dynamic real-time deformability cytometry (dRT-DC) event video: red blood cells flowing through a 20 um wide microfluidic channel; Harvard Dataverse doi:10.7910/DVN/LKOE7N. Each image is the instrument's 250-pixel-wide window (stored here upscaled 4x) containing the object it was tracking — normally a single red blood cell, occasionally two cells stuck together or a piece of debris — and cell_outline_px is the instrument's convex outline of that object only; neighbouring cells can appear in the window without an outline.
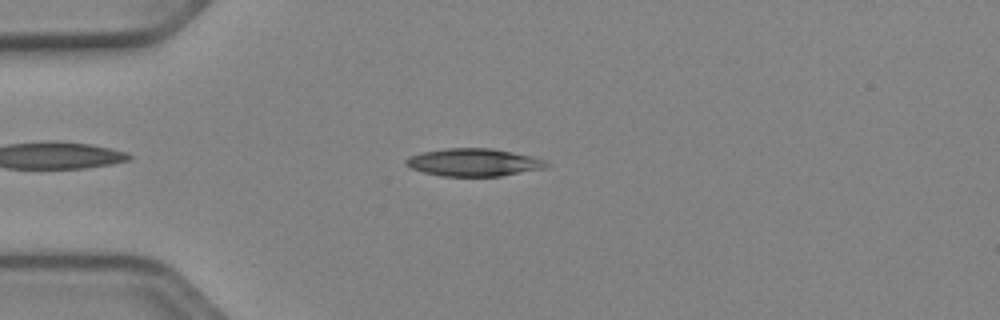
{"species": "Egyptian fruit bat (a non-hibernating species)", "species_latin": "Rousettus aegyptiacus", "temperature_condition": "cold", "stored_images_in_passage": 42, "camera_frame_rate_fps": 3000, "um_per_image_px": 0.085, "animal": {"sex": "female"}, "frame": {"image": 1, "passage_image": 7, "time_ms": 2.0, "image_size_px": [1000, 320], "cell_outline_px": [[552, 164], [548, 168], [500, 176], [440, 176], [424, 172], [412, 168], [404, 164], [404, 160], [408, 156], [420, 152], [448, 148], [492, 148], [532, 156], [544, 160]], "centroid_in_image_um": [40.28, 13.8], "position_along_channel_um": 44.7, "area_um2": 22.89}}
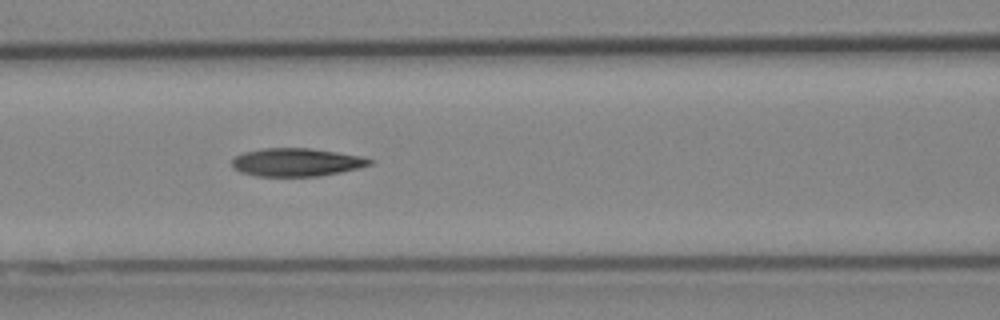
{"frame": {"image": 2, "passage_image": 16, "time_ms": 5.0, "image_size_px": [1000, 320], "cell_outline_px": [[376, 160], [372, 164], [340, 172], [320, 176], [256, 176], [240, 172], [232, 164], [232, 160], [236, 156], [244, 152], [264, 148], [308, 148], [336, 152], [360, 156]], "centroid_in_image_um": [25.21, 13.79], "position_along_channel_um": 141.4, "area_um2": 22.37}}
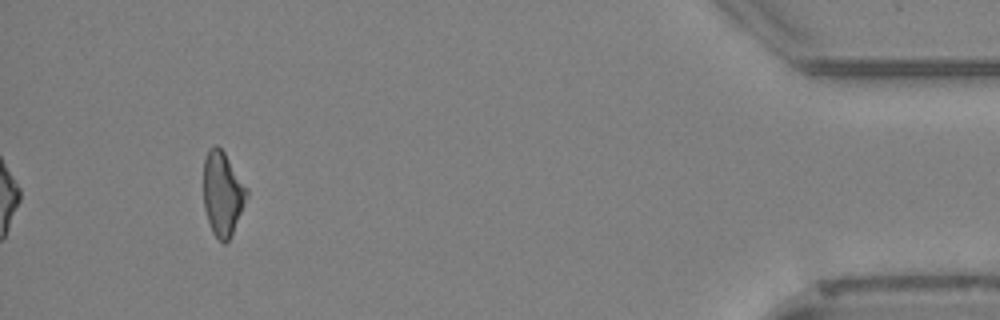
{"frame": {"image": 3, "passage_image": 42, "time_ms": 13.667, "image_size_px": [1000, 320], "cell_outline_px": [[248, 196], [232, 232], [228, 240], [224, 244], [212, 232], [204, 208], [204, 156], [208, 148], [212, 144], [216, 144], [224, 152], [248, 188]], "centroid_in_image_um": [18.91, 16.4], "position_along_channel_um": 416.3, "area_um2": 21.1}}